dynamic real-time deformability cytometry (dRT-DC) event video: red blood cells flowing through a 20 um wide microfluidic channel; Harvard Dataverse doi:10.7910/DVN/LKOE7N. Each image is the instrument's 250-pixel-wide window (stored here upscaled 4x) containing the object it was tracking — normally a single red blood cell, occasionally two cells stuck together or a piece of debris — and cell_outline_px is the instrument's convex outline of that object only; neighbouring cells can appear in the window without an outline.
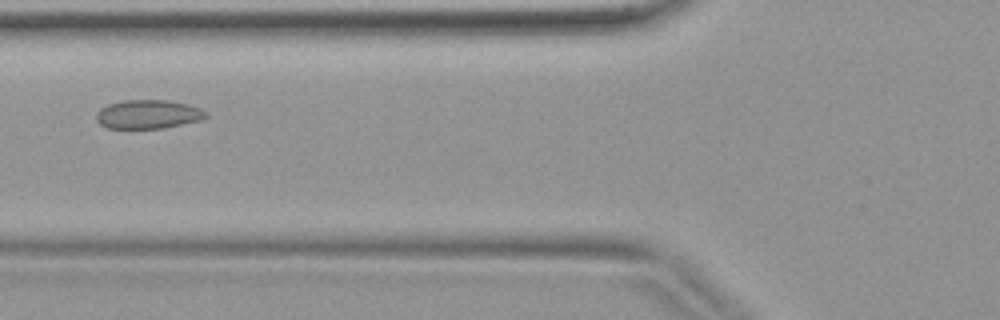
{"species": "common noctule bat (a hibernating species)", "species_latin": "Nyctalus noctula", "temperature_condition": "warm", "stored_images_in_passage": 36, "camera_frame_rate_fps": 3000, "um_per_image_px": 0.085, "animal": {"sex": "female", "body_mass_g": 19.9}, "frame": {"image": 1, "passage_image": 11, "time_ms": 3.333, "image_size_px": [1000, 320], "cell_outline_px": [[208, 116], [200, 120], [164, 128], [108, 128], [100, 124], [96, 120], [96, 112], [100, 108], [108, 104], [124, 100], [168, 100], [188, 104], [200, 108], [208, 112]], "centroid_in_image_um": [12.59, 9.71], "position_along_channel_um": 113.2, "area_um2": 18.5}}
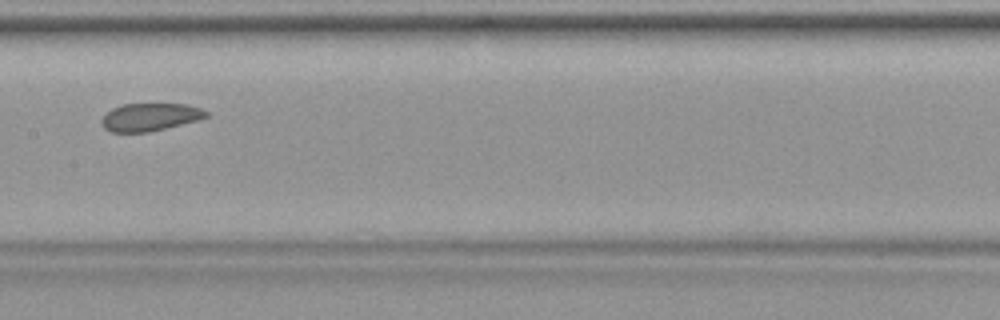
{"frame": {"image": 2, "passage_image": 16, "time_ms": 5.0, "image_size_px": [1000, 320], "cell_outline_px": [[208, 116], [196, 120], [148, 132], [112, 132], [104, 128], [100, 120], [112, 108], [120, 104], [188, 104], [200, 108], [208, 112]], "centroid_in_image_um": [12.72, 9.94], "position_along_channel_um": 194.7, "area_um2": 16.7}}